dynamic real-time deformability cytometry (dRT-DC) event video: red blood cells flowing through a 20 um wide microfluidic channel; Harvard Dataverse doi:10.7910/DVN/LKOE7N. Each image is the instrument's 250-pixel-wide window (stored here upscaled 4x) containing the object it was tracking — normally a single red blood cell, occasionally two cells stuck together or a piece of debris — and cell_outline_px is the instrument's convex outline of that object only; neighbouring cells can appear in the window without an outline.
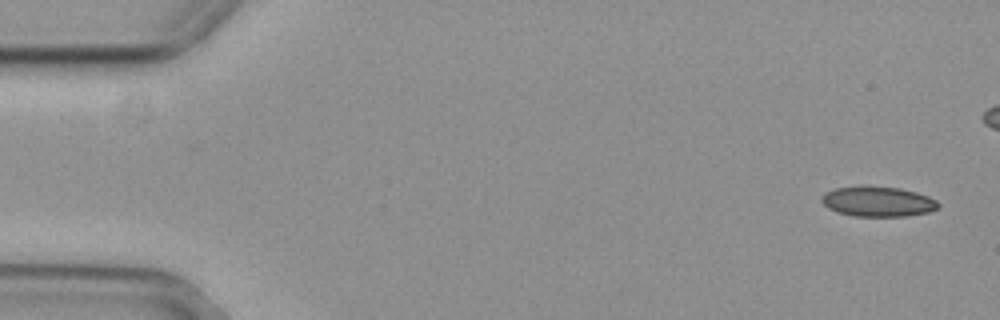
{"species": "common noctule bat (a hibernating species)", "species_latin": "Nyctalus noctula", "temperature_condition": "cold", "stored_images_in_passage": 17, "camera_frame_rate_fps": 3000, "um_per_image_px": 0.085, "animal": {"sex": "female", "body_mass_g": 29.2, "forearm_length_mm": 56.3}, "frame": {"image": 1, "passage_image": 1, "time_ms": 0.0, "image_size_px": [1000, 320], "cell_outline_px": [[940, 208], [928, 212], [908, 216], [852, 216], [836, 212], [828, 208], [820, 200], [820, 196], [824, 192], [832, 188], [860, 184], [900, 188], [916, 192], [928, 196], [936, 200], [940, 204]], "centroid_in_image_um": [74.57, 17.1], "position_along_channel_um": 10.4, "area_um2": 21.15}}